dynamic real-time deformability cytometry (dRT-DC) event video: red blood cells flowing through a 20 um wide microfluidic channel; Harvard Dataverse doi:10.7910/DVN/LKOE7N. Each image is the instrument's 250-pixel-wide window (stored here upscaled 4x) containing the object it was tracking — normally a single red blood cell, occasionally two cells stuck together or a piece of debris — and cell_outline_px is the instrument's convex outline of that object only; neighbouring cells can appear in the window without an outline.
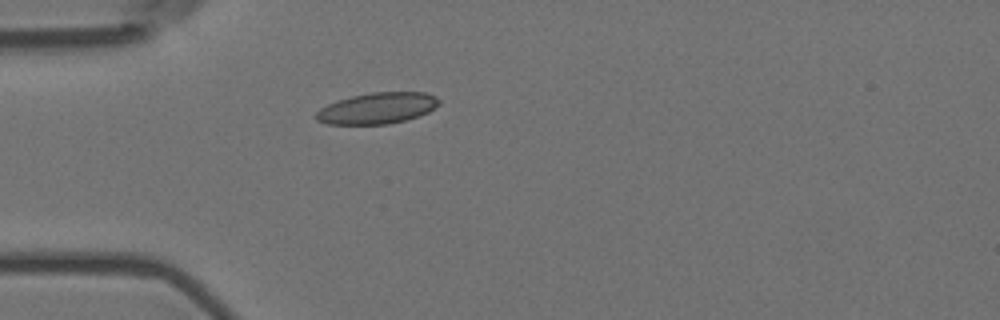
{"species": "Egyptian fruit bat (a non-hibernating species)", "species_latin": "Rousettus aegyptiacus", "temperature_condition": "room temperature", "stored_images_in_passage": 1, "camera_frame_rate_fps": 3000, "um_per_image_px": 0.085, "animal": {"sex": "female"}, "frame": {"image": 1, "passage_image": 1, "time_ms": 0.0, "image_size_px": [1000, 320], "cell_outline_px": [[440, 104], [428, 112], [420, 116], [388, 124], [328, 124], [316, 120], [312, 116], [320, 108], [328, 104], [352, 96], [372, 92], [424, 92], [436, 96], [440, 100]], "centroid_in_image_um": [32.07, 9.2], "position_along_channel_um": 52.9, "area_um2": 22.37}}